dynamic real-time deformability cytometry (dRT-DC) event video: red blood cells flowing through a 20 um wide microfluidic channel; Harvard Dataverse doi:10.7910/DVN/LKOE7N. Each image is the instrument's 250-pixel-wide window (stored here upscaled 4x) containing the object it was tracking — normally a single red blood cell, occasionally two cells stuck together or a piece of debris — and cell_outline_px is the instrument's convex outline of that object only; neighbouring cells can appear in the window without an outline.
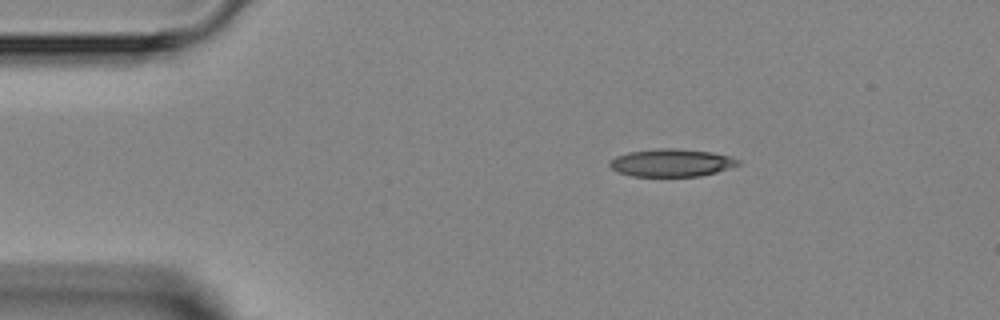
{"species": "Egyptian fruit bat (a non-hibernating species)", "species_latin": "Rousettus aegyptiacus", "temperature_condition": "room temperature", "stored_images_in_passage": 3, "camera_frame_rate_fps": 3000, "um_per_image_px": 0.085, "animal": {"sex": "female"}, "frame": {"image": 1, "passage_image": 1, "time_ms": 0.0, "image_size_px": [1000, 320], "cell_outline_px": [[740, 164], [716, 172], [700, 176], [632, 176], [616, 172], [608, 164], [616, 156], [628, 152], [660, 148], [672, 148], [712, 152], [728, 156], [740, 160]], "centroid_in_image_um": [57.05, 13.84], "position_along_channel_um": 27.9, "area_um2": 20.58}}
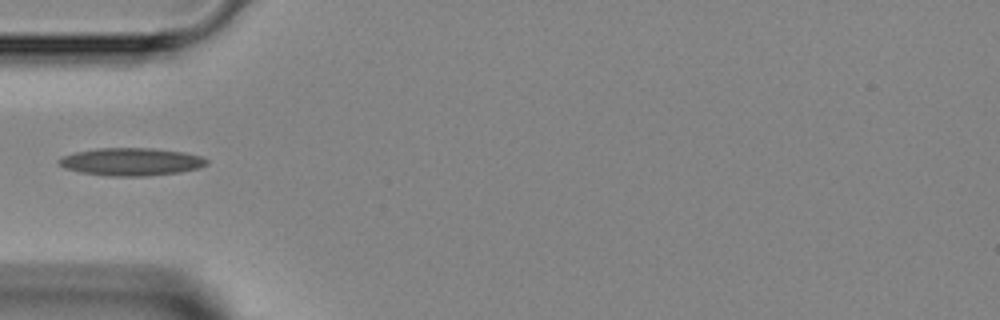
{"frame": {"image": 2, "passage_image": 3, "time_ms": 2.333, "image_size_px": [1000, 320], "cell_outline_px": [[208, 164], [200, 168], [180, 172], [144, 176], [108, 176], [80, 172], [64, 168], [56, 160], [60, 156], [76, 152], [96, 148], [152, 148], [184, 152], [200, 156], [208, 160]], "centroid_in_image_um": [11.13, 13.75], "position_along_channel_um": 73.9, "area_um2": 23.99}}